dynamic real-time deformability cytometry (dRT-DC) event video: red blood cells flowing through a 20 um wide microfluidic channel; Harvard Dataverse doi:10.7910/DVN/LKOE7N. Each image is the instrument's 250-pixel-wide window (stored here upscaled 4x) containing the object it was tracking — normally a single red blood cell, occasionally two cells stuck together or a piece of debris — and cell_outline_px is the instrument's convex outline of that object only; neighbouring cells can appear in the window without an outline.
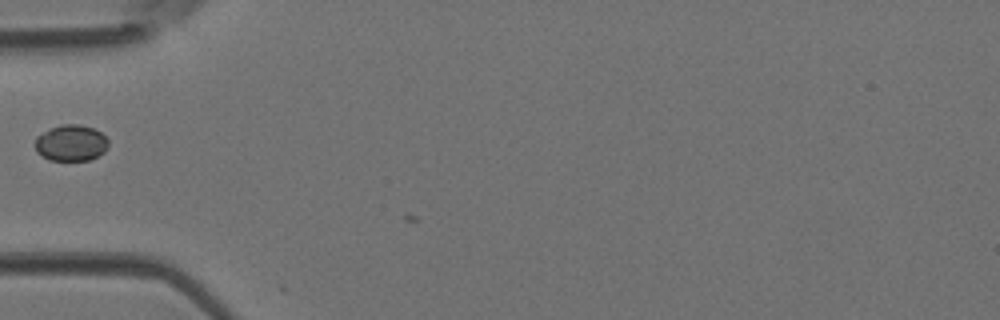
{"species": "Egyptian fruit bat (a non-hibernating species)", "species_latin": "Rousettus aegyptiacus", "temperature_condition": "room temperature", "stored_images_in_passage": 12, "camera_frame_rate_fps": 3000, "um_per_image_px": 0.085, "animal": {"sex": "female"}, "frame": {"image": 1, "passage_image": 4, "time_ms": 1.0, "image_size_px": [1000, 320], "cell_outline_px": [[108, 144], [104, 152], [88, 160], [48, 160], [36, 152], [36, 136], [48, 128], [60, 124], [80, 124], [92, 128], [100, 132], [108, 140]], "centroid_in_image_um": [6.0, 12.14], "position_along_channel_um": 79.0, "area_um2": 15.49}}
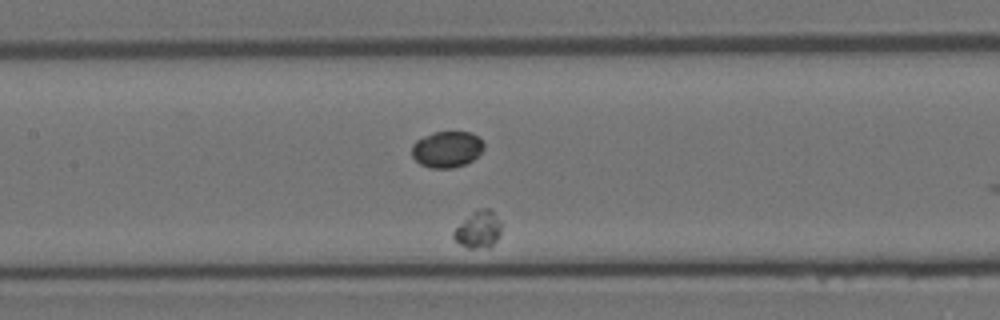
{"frame": {"image": 2, "passage_image": 10, "time_ms": 3.0, "image_size_px": [1000, 320], "cell_outline_px": [[504, 224], [500, 236], [488, 248], [468, 248], [460, 244], [452, 236], [452, 232], [476, 208], [492, 208]], "centroid_in_image_um": [40.73, 19.47], "position_along_channel_um": 166.7, "area_um2": 10.64}}